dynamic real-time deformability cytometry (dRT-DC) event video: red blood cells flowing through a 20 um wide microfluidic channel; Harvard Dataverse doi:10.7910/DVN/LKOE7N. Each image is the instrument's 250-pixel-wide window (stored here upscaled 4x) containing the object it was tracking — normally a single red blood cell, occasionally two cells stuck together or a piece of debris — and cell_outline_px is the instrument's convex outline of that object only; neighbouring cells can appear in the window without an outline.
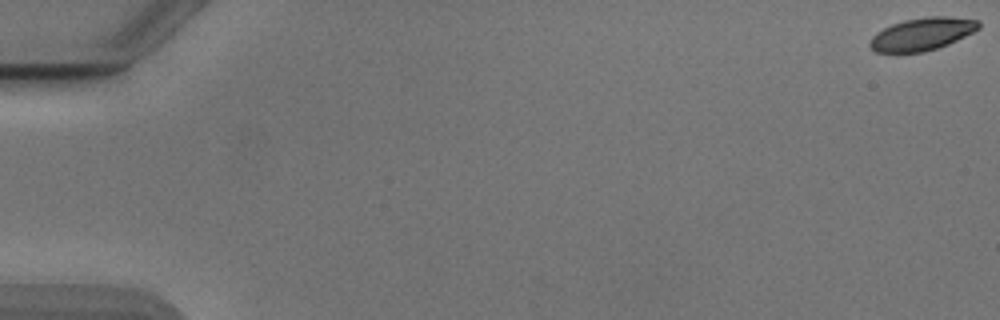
{"species": "Egyptian fruit bat (a non-hibernating species)", "species_latin": "Rousettus aegyptiacus", "temperature_condition": "cold", "stored_images_in_passage": 8, "camera_frame_rate_fps": 3000, "um_per_image_px": 0.085, "animal": {"sex": "male"}, "frame": {"image": 1, "passage_image": 1, "time_ms": 0.0, "image_size_px": [1000, 320], "cell_outline_px": [[980, 28], [948, 44], [924, 52], [876, 52], [868, 44], [872, 36], [876, 32], [892, 24], [904, 20], [928, 16], [948, 16], [980, 20]], "centroid_in_image_um": [78.38, 2.88], "position_along_channel_um": 6.6, "area_um2": 20.58}}